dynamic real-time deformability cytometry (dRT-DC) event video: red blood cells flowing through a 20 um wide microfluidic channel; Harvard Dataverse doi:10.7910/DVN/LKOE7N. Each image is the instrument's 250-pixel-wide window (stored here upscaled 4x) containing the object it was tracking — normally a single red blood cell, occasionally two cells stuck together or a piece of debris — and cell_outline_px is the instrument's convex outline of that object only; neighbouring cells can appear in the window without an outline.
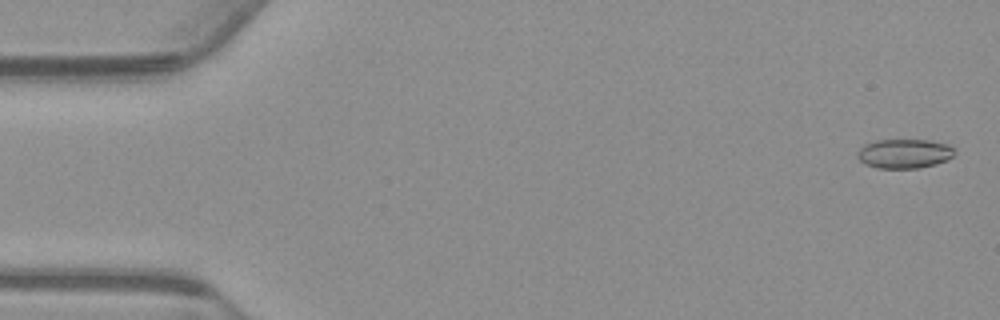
{"species": "common noctule bat (a hibernating species)", "species_latin": "Nyctalus noctula", "temperature_condition": "warm", "stored_images_in_passage": 55, "camera_frame_rate_fps": 3000, "um_per_image_px": 0.085, "animal": {"sex": "male", "body_mass_g": 23.1, "forearm_length_mm": 52.7}, "frame": {"image": 1, "passage_image": 2, "time_ms": 0.333, "image_size_px": [1000, 320], "cell_outline_px": [[956, 152], [948, 160], [936, 164], [920, 168], [876, 168], [864, 164], [856, 156], [856, 152], [864, 144], [876, 140], [928, 140], [948, 144], [956, 148]], "centroid_in_image_um": [76.87, 13.06], "position_along_channel_um": 8.1, "area_um2": 16.88}}
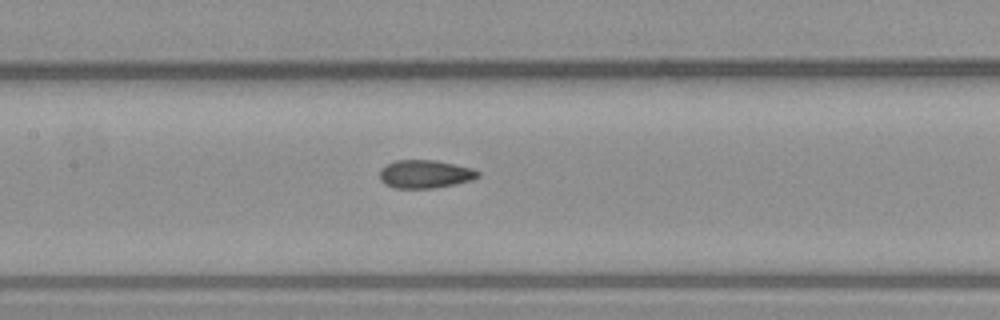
{"frame": {"image": 2, "passage_image": 26, "time_ms": 8.333, "image_size_px": [1000, 320], "cell_outline_px": [[480, 176], [472, 180], [456, 184], [432, 188], [392, 188], [384, 184], [380, 180], [380, 168], [396, 160], [436, 160], [472, 168], [480, 172]], "centroid_in_image_um": [36.13, 14.8], "position_along_channel_um": 171.3, "area_um2": 16.24}}
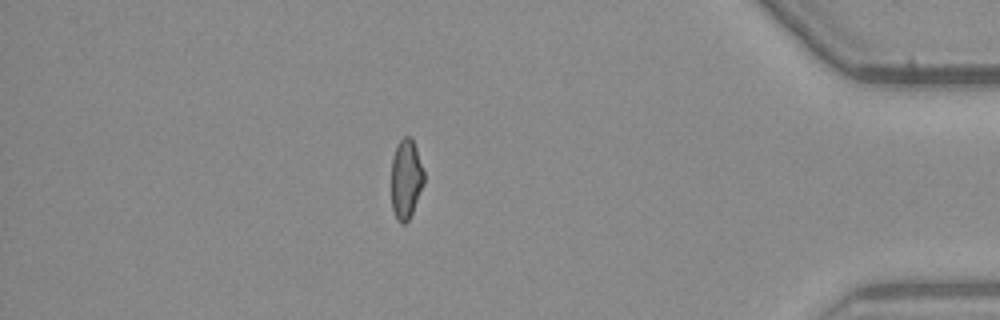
{"frame": {"image": 3, "passage_image": 48, "time_ms": 15.667, "image_size_px": [1000, 320], "cell_outline_px": [[424, 184], [412, 212], [408, 220], [404, 224], [400, 224], [396, 220], [392, 208], [392, 156], [400, 140], [404, 136], [412, 136], [424, 172]], "centroid_in_image_um": [34.51, 15.22], "position_along_channel_um": 400.7, "area_um2": 15.14}, "authors_computed_cell_mechanics": {"area_um2": 16.4152, "velocity_mm_per_s": 3.7478, "shape_relaxation_time_tau1_ms": 9.8714, "shape_relaxation_time_tau2_ms": 1.8388, "deformation_change_tau1": 0.1859, "deformation_change_tau2": 0.0853}}